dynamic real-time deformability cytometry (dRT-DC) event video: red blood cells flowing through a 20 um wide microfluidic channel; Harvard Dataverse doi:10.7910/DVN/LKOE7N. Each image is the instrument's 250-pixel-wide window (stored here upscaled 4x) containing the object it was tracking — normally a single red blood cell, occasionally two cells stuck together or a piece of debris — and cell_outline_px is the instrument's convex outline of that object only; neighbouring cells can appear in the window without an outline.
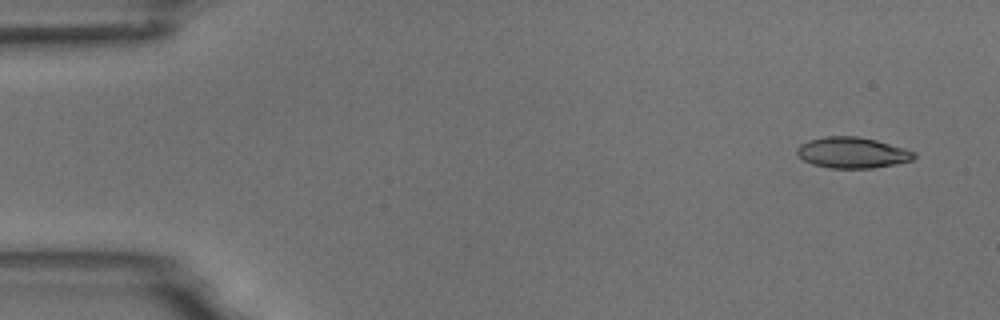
{"species": "common noctule bat (a hibernating species)", "species_latin": "Nyctalus noctula", "temperature_condition": "room temperature", "stored_images_in_passage": 5, "camera_frame_rate_fps": 3000, "um_per_image_px": 0.085, "animal": {"sex": "male", "body_mass_g": 18.8}, "frame": {"image": 1, "passage_image": 1, "time_ms": 0.0, "image_size_px": [1000, 320], "cell_outline_px": [[916, 156], [912, 160], [872, 168], [828, 168], [812, 164], [804, 160], [796, 152], [796, 148], [800, 144], [808, 140], [824, 136], [856, 136], [876, 140], [916, 152]], "centroid_in_image_um": [72.41, 12.97], "position_along_channel_um": 12.6, "area_um2": 20.98}}
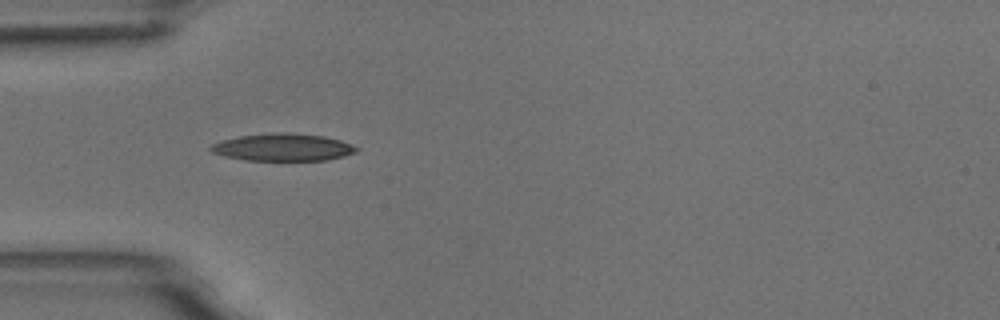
{"frame": {"image": 2, "passage_image": 4, "time_ms": 4.333, "image_size_px": [1000, 320], "cell_outline_px": [[360, 148], [356, 152], [344, 156], [324, 160], [244, 160], [212, 152], [208, 148], [212, 144], [220, 140], [240, 136], [276, 132], [288, 132], [324, 136], [340, 140], [352, 144]], "centroid_in_image_um": [24.06, 12.51], "position_along_channel_um": 60.9, "area_um2": 23.18}}